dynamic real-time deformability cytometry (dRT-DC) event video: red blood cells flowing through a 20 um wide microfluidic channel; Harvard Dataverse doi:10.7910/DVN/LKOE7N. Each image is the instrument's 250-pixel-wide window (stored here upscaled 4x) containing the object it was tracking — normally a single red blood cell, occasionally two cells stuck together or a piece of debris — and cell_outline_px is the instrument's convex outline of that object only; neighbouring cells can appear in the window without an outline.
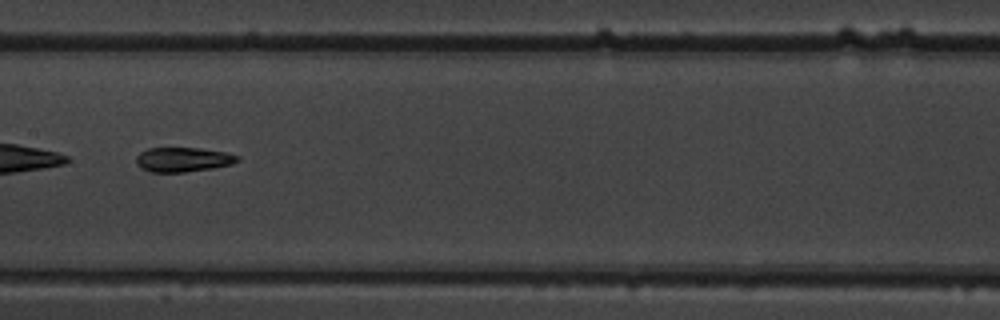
{"species": "common noctule bat (a hibernating species)", "species_latin": "Nyctalus noctula", "temperature_condition": "warm", "stored_images_in_passage": 35, "camera_frame_rate_fps": 3000, "um_per_image_px": 0.085, "animal": {"sex": "male", "body_mass_g": 19.5, "forearm_length_mm": 54.6}, "frame": {"image": 1, "passage_image": 11, "time_ms": 3.333, "image_size_px": [1000, 320], "cell_outline_px": [[240, 160], [232, 164], [212, 168], [184, 172], [148, 172], [140, 168], [136, 164], [136, 156], [140, 152], [148, 148], [200, 148], [224, 152], [240, 156]], "centroid_in_image_um": [15.53, 13.56], "position_along_channel_um": 191.9, "area_um2": 14.57}, "authors_computed_cell_mechanics": {"area_um2": 14.8546, "velocity_mm_per_s": 3.882, "shape_relaxation_time_tau1_ms": 3.5709, "shape_relaxation_time_tau2_ms": 4.9689, "deformation_change_tau1": 0.1593, "deformation_change_tau2": 0.0895}}